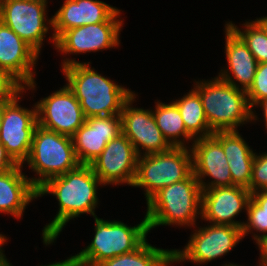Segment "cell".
Wrapping results in <instances>:
<instances>
[{
  "mask_svg": "<svg viewBox=\"0 0 267 266\" xmlns=\"http://www.w3.org/2000/svg\"><path fill=\"white\" fill-rule=\"evenodd\" d=\"M102 185L90 165H80L75 170L49 179L37 190L38 197L52 194L59 205L53 220L42 230L43 243L46 246L56 242L58 235L70 220L86 213L97 216V187Z\"/></svg>",
  "mask_w": 267,
  "mask_h": 266,
  "instance_id": "6da1fadb",
  "label": "cell"
},
{
  "mask_svg": "<svg viewBox=\"0 0 267 266\" xmlns=\"http://www.w3.org/2000/svg\"><path fill=\"white\" fill-rule=\"evenodd\" d=\"M64 58L61 69L85 118L120 115L124 103L135 93L99 74L91 63Z\"/></svg>",
  "mask_w": 267,
  "mask_h": 266,
  "instance_id": "7a4b0ae2",
  "label": "cell"
},
{
  "mask_svg": "<svg viewBox=\"0 0 267 266\" xmlns=\"http://www.w3.org/2000/svg\"><path fill=\"white\" fill-rule=\"evenodd\" d=\"M146 204L149 232L161 225L194 228L197 219L201 218L202 188L192 173L187 179L159 190Z\"/></svg>",
  "mask_w": 267,
  "mask_h": 266,
  "instance_id": "3957f363",
  "label": "cell"
},
{
  "mask_svg": "<svg viewBox=\"0 0 267 266\" xmlns=\"http://www.w3.org/2000/svg\"><path fill=\"white\" fill-rule=\"evenodd\" d=\"M194 89L199 93L209 127L215 131L238 130L252 122V109L246 91L214 77L196 81Z\"/></svg>",
  "mask_w": 267,
  "mask_h": 266,
  "instance_id": "277c9868",
  "label": "cell"
},
{
  "mask_svg": "<svg viewBox=\"0 0 267 266\" xmlns=\"http://www.w3.org/2000/svg\"><path fill=\"white\" fill-rule=\"evenodd\" d=\"M37 174L31 183L38 190L49 179L75 170L81 164L76 156L73 139L40 127L35 128L30 153L23 164Z\"/></svg>",
  "mask_w": 267,
  "mask_h": 266,
  "instance_id": "5b68a950",
  "label": "cell"
},
{
  "mask_svg": "<svg viewBox=\"0 0 267 266\" xmlns=\"http://www.w3.org/2000/svg\"><path fill=\"white\" fill-rule=\"evenodd\" d=\"M93 218L95 234L92 242L78 254L71 255L76 262L86 266H96L105 260L136 250L149 233L145 216L134 226L117 220H104L98 216Z\"/></svg>",
  "mask_w": 267,
  "mask_h": 266,
  "instance_id": "8992f818",
  "label": "cell"
},
{
  "mask_svg": "<svg viewBox=\"0 0 267 266\" xmlns=\"http://www.w3.org/2000/svg\"><path fill=\"white\" fill-rule=\"evenodd\" d=\"M192 173L190 147H172L165 152L138 156L132 187L143 188L147 202L162 188L185 180Z\"/></svg>",
  "mask_w": 267,
  "mask_h": 266,
  "instance_id": "52a82bcc",
  "label": "cell"
},
{
  "mask_svg": "<svg viewBox=\"0 0 267 266\" xmlns=\"http://www.w3.org/2000/svg\"><path fill=\"white\" fill-rule=\"evenodd\" d=\"M197 227L184 249H172L173 263L191 262L197 265L221 258L244 238L240 227L209 224Z\"/></svg>",
  "mask_w": 267,
  "mask_h": 266,
  "instance_id": "ba28073f",
  "label": "cell"
},
{
  "mask_svg": "<svg viewBox=\"0 0 267 266\" xmlns=\"http://www.w3.org/2000/svg\"><path fill=\"white\" fill-rule=\"evenodd\" d=\"M47 4L48 0H4L0 3V21L39 55L46 34L53 28L52 17L48 19Z\"/></svg>",
  "mask_w": 267,
  "mask_h": 266,
  "instance_id": "9c48e42d",
  "label": "cell"
},
{
  "mask_svg": "<svg viewBox=\"0 0 267 266\" xmlns=\"http://www.w3.org/2000/svg\"><path fill=\"white\" fill-rule=\"evenodd\" d=\"M25 92L21 88L4 105L0 124V142L11 158L20 165L29 156L33 134L38 126L36 105L30 110L18 104Z\"/></svg>",
  "mask_w": 267,
  "mask_h": 266,
  "instance_id": "30bf717a",
  "label": "cell"
},
{
  "mask_svg": "<svg viewBox=\"0 0 267 266\" xmlns=\"http://www.w3.org/2000/svg\"><path fill=\"white\" fill-rule=\"evenodd\" d=\"M117 10L106 22L89 24L64 31L55 42V49L64 55L98 52L117 48L124 19ZM119 18V19H118Z\"/></svg>",
  "mask_w": 267,
  "mask_h": 266,
  "instance_id": "8fae6325",
  "label": "cell"
},
{
  "mask_svg": "<svg viewBox=\"0 0 267 266\" xmlns=\"http://www.w3.org/2000/svg\"><path fill=\"white\" fill-rule=\"evenodd\" d=\"M35 105L38 125L63 135L72 137L86 120L80 102L67 85Z\"/></svg>",
  "mask_w": 267,
  "mask_h": 266,
  "instance_id": "7c38bea8",
  "label": "cell"
},
{
  "mask_svg": "<svg viewBox=\"0 0 267 266\" xmlns=\"http://www.w3.org/2000/svg\"><path fill=\"white\" fill-rule=\"evenodd\" d=\"M135 98L137 94L134 93L124 103L120 114L122 133L130 140L138 156L170 150L172 146L157 127L152 109L134 108Z\"/></svg>",
  "mask_w": 267,
  "mask_h": 266,
  "instance_id": "4fadbf2b",
  "label": "cell"
},
{
  "mask_svg": "<svg viewBox=\"0 0 267 266\" xmlns=\"http://www.w3.org/2000/svg\"><path fill=\"white\" fill-rule=\"evenodd\" d=\"M138 155L130 140L123 134L107 143L102 153L90 164L103 186H132Z\"/></svg>",
  "mask_w": 267,
  "mask_h": 266,
  "instance_id": "5bb4252c",
  "label": "cell"
},
{
  "mask_svg": "<svg viewBox=\"0 0 267 266\" xmlns=\"http://www.w3.org/2000/svg\"><path fill=\"white\" fill-rule=\"evenodd\" d=\"M39 54L13 30L0 21V70L6 72L22 88H36L35 67Z\"/></svg>",
  "mask_w": 267,
  "mask_h": 266,
  "instance_id": "9a60e30c",
  "label": "cell"
},
{
  "mask_svg": "<svg viewBox=\"0 0 267 266\" xmlns=\"http://www.w3.org/2000/svg\"><path fill=\"white\" fill-rule=\"evenodd\" d=\"M190 149L193 173L202 190L234 185L222 145L213 136L195 139ZM207 176L212 180L205 182Z\"/></svg>",
  "mask_w": 267,
  "mask_h": 266,
  "instance_id": "2e32d148",
  "label": "cell"
},
{
  "mask_svg": "<svg viewBox=\"0 0 267 266\" xmlns=\"http://www.w3.org/2000/svg\"><path fill=\"white\" fill-rule=\"evenodd\" d=\"M250 191L242 186H224L202 190L201 219L211 224L232 225L242 228L237 221L242 210L247 209Z\"/></svg>",
  "mask_w": 267,
  "mask_h": 266,
  "instance_id": "e0dca14e",
  "label": "cell"
},
{
  "mask_svg": "<svg viewBox=\"0 0 267 266\" xmlns=\"http://www.w3.org/2000/svg\"><path fill=\"white\" fill-rule=\"evenodd\" d=\"M122 133L120 115L94 116L72 136L76 156L81 165H90L109 141Z\"/></svg>",
  "mask_w": 267,
  "mask_h": 266,
  "instance_id": "ac0fdd59",
  "label": "cell"
},
{
  "mask_svg": "<svg viewBox=\"0 0 267 266\" xmlns=\"http://www.w3.org/2000/svg\"><path fill=\"white\" fill-rule=\"evenodd\" d=\"M118 8L100 0H64L62 6L52 16V39H56L71 28L106 22Z\"/></svg>",
  "mask_w": 267,
  "mask_h": 266,
  "instance_id": "d6986e66",
  "label": "cell"
},
{
  "mask_svg": "<svg viewBox=\"0 0 267 266\" xmlns=\"http://www.w3.org/2000/svg\"><path fill=\"white\" fill-rule=\"evenodd\" d=\"M224 27L228 66L221 69L217 77L247 91L254 80L258 62L242 38L227 23Z\"/></svg>",
  "mask_w": 267,
  "mask_h": 266,
  "instance_id": "ffe728a7",
  "label": "cell"
},
{
  "mask_svg": "<svg viewBox=\"0 0 267 266\" xmlns=\"http://www.w3.org/2000/svg\"><path fill=\"white\" fill-rule=\"evenodd\" d=\"M18 164L10 171L0 174V213L20 219L27 205L38 198L37 189L22 172Z\"/></svg>",
  "mask_w": 267,
  "mask_h": 266,
  "instance_id": "44dd1931",
  "label": "cell"
},
{
  "mask_svg": "<svg viewBox=\"0 0 267 266\" xmlns=\"http://www.w3.org/2000/svg\"><path fill=\"white\" fill-rule=\"evenodd\" d=\"M155 103L154 119L168 143L172 147H191L189 142L193 143L195 139L186 131L177 105L173 101L165 104L158 100Z\"/></svg>",
  "mask_w": 267,
  "mask_h": 266,
  "instance_id": "7402d4cb",
  "label": "cell"
},
{
  "mask_svg": "<svg viewBox=\"0 0 267 266\" xmlns=\"http://www.w3.org/2000/svg\"><path fill=\"white\" fill-rule=\"evenodd\" d=\"M173 102L178 107L186 131L194 139L212 136L214 131L208 125L200 95L194 88Z\"/></svg>",
  "mask_w": 267,
  "mask_h": 266,
  "instance_id": "603a6c76",
  "label": "cell"
},
{
  "mask_svg": "<svg viewBox=\"0 0 267 266\" xmlns=\"http://www.w3.org/2000/svg\"><path fill=\"white\" fill-rule=\"evenodd\" d=\"M172 249L152 246L147 239L134 251L105 260L96 266H171Z\"/></svg>",
  "mask_w": 267,
  "mask_h": 266,
  "instance_id": "cb8c5ba5",
  "label": "cell"
},
{
  "mask_svg": "<svg viewBox=\"0 0 267 266\" xmlns=\"http://www.w3.org/2000/svg\"><path fill=\"white\" fill-rule=\"evenodd\" d=\"M246 212L248 218L241 228L243 236L252 233V239L257 243L260 239L267 237V190L251 193Z\"/></svg>",
  "mask_w": 267,
  "mask_h": 266,
  "instance_id": "d4e9b609",
  "label": "cell"
},
{
  "mask_svg": "<svg viewBox=\"0 0 267 266\" xmlns=\"http://www.w3.org/2000/svg\"><path fill=\"white\" fill-rule=\"evenodd\" d=\"M226 23L242 38L258 63L267 62V34L255 20L245 21L244 30L232 21Z\"/></svg>",
  "mask_w": 267,
  "mask_h": 266,
  "instance_id": "484cf974",
  "label": "cell"
},
{
  "mask_svg": "<svg viewBox=\"0 0 267 266\" xmlns=\"http://www.w3.org/2000/svg\"><path fill=\"white\" fill-rule=\"evenodd\" d=\"M212 136L222 145L226 159L254 158L256 152L247 144L238 130L215 131Z\"/></svg>",
  "mask_w": 267,
  "mask_h": 266,
  "instance_id": "4316f807",
  "label": "cell"
},
{
  "mask_svg": "<svg viewBox=\"0 0 267 266\" xmlns=\"http://www.w3.org/2000/svg\"><path fill=\"white\" fill-rule=\"evenodd\" d=\"M249 105L252 109V121L253 123L259 119L254 110V106L267 99V62L258 63L254 80L246 91ZM254 110V111H253Z\"/></svg>",
  "mask_w": 267,
  "mask_h": 266,
  "instance_id": "83f0119b",
  "label": "cell"
},
{
  "mask_svg": "<svg viewBox=\"0 0 267 266\" xmlns=\"http://www.w3.org/2000/svg\"><path fill=\"white\" fill-rule=\"evenodd\" d=\"M254 158H236L228 161L232 183L250 191V180Z\"/></svg>",
  "mask_w": 267,
  "mask_h": 266,
  "instance_id": "f1b7e54d",
  "label": "cell"
},
{
  "mask_svg": "<svg viewBox=\"0 0 267 266\" xmlns=\"http://www.w3.org/2000/svg\"><path fill=\"white\" fill-rule=\"evenodd\" d=\"M267 190V153H255L252 164L250 193Z\"/></svg>",
  "mask_w": 267,
  "mask_h": 266,
  "instance_id": "f546056e",
  "label": "cell"
},
{
  "mask_svg": "<svg viewBox=\"0 0 267 266\" xmlns=\"http://www.w3.org/2000/svg\"><path fill=\"white\" fill-rule=\"evenodd\" d=\"M21 88L6 72L0 70V101L10 100Z\"/></svg>",
  "mask_w": 267,
  "mask_h": 266,
  "instance_id": "4dcf8cb0",
  "label": "cell"
},
{
  "mask_svg": "<svg viewBox=\"0 0 267 266\" xmlns=\"http://www.w3.org/2000/svg\"><path fill=\"white\" fill-rule=\"evenodd\" d=\"M18 164L11 158L6 152L5 147L0 142V174L10 171L15 168Z\"/></svg>",
  "mask_w": 267,
  "mask_h": 266,
  "instance_id": "1f68e13d",
  "label": "cell"
},
{
  "mask_svg": "<svg viewBox=\"0 0 267 266\" xmlns=\"http://www.w3.org/2000/svg\"><path fill=\"white\" fill-rule=\"evenodd\" d=\"M256 244L260 250L258 266H267V237L260 239Z\"/></svg>",
  "mask_w": 267,
  "mask_h": 266,
  "instance_id": "d6a6232c",
  "label": "cell"
},
{
  "mask_svg": "<svg viewBox=\"0 0 267 266\" xmlns=\"http://www.w3.org/2000/svg\"><path fill=\"white\" fill-rule=\"evenodd\" d=\"M40 266H86L83 264H80L78 262H76L71 256L67 257V259H65L64 261H59V262H53V263H49L48 265H40Z\"/></svg>",
  "mask_w": 267,
  "mask_h": 266,
  "instance_id": "836d02e7",
  "label": "cell"
},
{
  "mask_svg": "<svg viewBox=\"0 0 267 266\" xmlns=\"http://www.w3.org/2000/svg\"><path fill=\"white\" fill-rule=\"evenodd\" d=\"M7 236L3 235L0 233V264L9 262V260H7L4 251H3V247L5 245V243L7 244Z\"/></svg>",
  "mask_w": 267,
  "mask_h": 266,
  "instance_id": "e575fe53",
  "label": "cell"
},
{
  "mask_svg": "<svg viewBox=\"0 0 267 266\" xmlns=\"http://www.w3.org/2000/svg\"><path fill=\"white\" fill-rule=\"evenodd\" d=\"M258 106L261 108V110L263 111V119H264V122H265V128L267 129V99H265V100H262V101H260V102H258L255 106H254V108L255 107H257L258 108Z\"/></svg>",
  "mask_w": 267,
  "mask_h": 266,
  "instance_id": "d590c367",
  "label": "cell"
},
{
  "mask_svg": "<svg viewBox=\"0 0 267 266\" xmlns=\"http://www.w3.org/2000/svg\"><path fill=\"white\" fill-rule=\"evenodd\" d=\"M255 21L264 29L267 34V16L256 18Z\"/></svg>",
  "mask_w": 267,
  "mask_h": 266,
  "instance_id": "8d00e7d4",
  "label": "cell"
},
{
  "mask_svg": "<svg viewBox=\"0 0 267 266\" xmlns=\"http://www.w3.org/2000/svg\"><path fill=\"white\" fill-rule=\"evenodd\" d=\"M8 101H9V100H2V101H0V124H1V118H2V113H3L4 105H5Z\"/></svg>",
  "mask_w": 267,
  "mask_h": 266,
  "instance_id": "74e56055",
  "label": "cell"
},
{
  "mask_svg": "<svg viewBox=\"0 0 267 266\" xmlns=\"http://www.w3.org/2000/svg\"><path fill=\"white\" fill-rule=\"evenodd\" d=\"M222 266H242V265H238V264H234V263H225V264H222ZM244 266V265H243ZM258 266V265H257Z\"/></svg>",
  "mask_w": 267,
  "mask_h": 266,
  "instance_id": "f35d334b",
  "label": "cell"
},
{
  "mask_svg": "<svg viewBox=\"0 0 267 266\" xmlns=\"http://www.w3.org/2000/svg\"><path fill=\"white\" fill-rule=\"evenodd\" d=\"M0 266H13V265L10 262H6V263H3V264H0Z\"/></svg>",
  "mask_w": 267,
  "mask_h": 266,
  "instance_id": "ab89813d",
  "label": "cell"
}]
</instances>
